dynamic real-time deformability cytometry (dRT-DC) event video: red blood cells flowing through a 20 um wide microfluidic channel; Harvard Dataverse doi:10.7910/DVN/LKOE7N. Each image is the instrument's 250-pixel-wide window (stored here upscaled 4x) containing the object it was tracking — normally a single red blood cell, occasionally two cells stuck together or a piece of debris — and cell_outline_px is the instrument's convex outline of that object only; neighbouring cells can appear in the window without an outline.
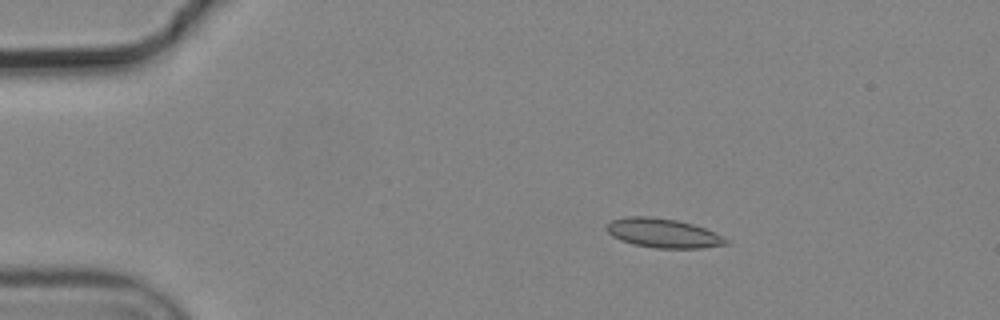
{"species": "common noctule bat (a hibernating species)", "species_latin": "Nyctalus noctula", "temperature_condition": "cold", "stored_images_in_passage": 6, "camera_frame_rate_fps": 3000, "um_per_image_px": 0.085, "animal": {"sex": "male", "body_mass_g": 19.2, "forearm_length_mm": 51.8}, "frame": {"image": 1, "passage_image": 3, "time_ms": 0.667, "image_size_px": [1000, 320], "cell_outline_px": [[728, 244], [700, 248], [656, 248], [632, 244], [620, 240], [612, 236], [608, 232], [608, 224], [612, 220], [628, 216], [648, 216], [676, 220], [692, 224], [716, 232], [728, 240]], "centroid_in_image_um": [56.37, 19.82], "position_along_channel_um": 28.6, "area_um2": 20.17}}
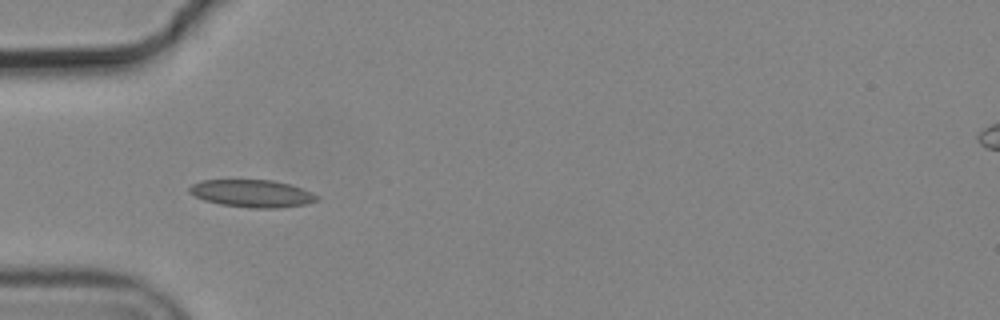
{"frame": {"image": 2, "passage_image": 5, "time_ms": 1.333, "image_size_px": [1000, 320], "cell_outline_px": [[320, 200], [304, 204], [276, 208], [252, 208], [220, 204], [204, 200], [188, 192], [188, 188], [192, 184], [204, 180], [272, 180], [288, 184], [312, 192], [320, 196]], "centroid_in_image_um": [21.43, 16.44], "position_along_channel_um": 63.6, "area_um2": 20.29}}
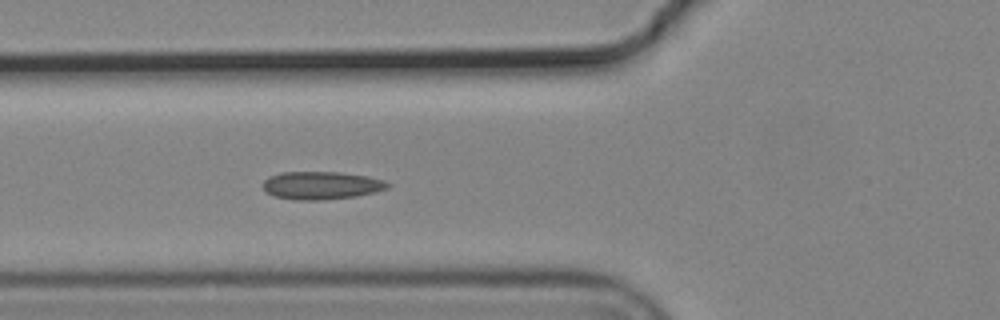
{"frame": {"image": 3, "passage_image": 6, "time_ms": 1.667, "image_size_px": [1000, 320], "cell_outline_px": [[392, 184], [388, 188], [376, 192], [356, 196], [320, 200], [296, 200], [272, 196], [264, 188], [264, 180], [268, 176], [280, 172], [340, 172], [368, 176], [384, 180]], "centroid_in_image_um": [27.34, 15.75], "position_along_channel_um": 98.5, "area_um2": 20.4}}